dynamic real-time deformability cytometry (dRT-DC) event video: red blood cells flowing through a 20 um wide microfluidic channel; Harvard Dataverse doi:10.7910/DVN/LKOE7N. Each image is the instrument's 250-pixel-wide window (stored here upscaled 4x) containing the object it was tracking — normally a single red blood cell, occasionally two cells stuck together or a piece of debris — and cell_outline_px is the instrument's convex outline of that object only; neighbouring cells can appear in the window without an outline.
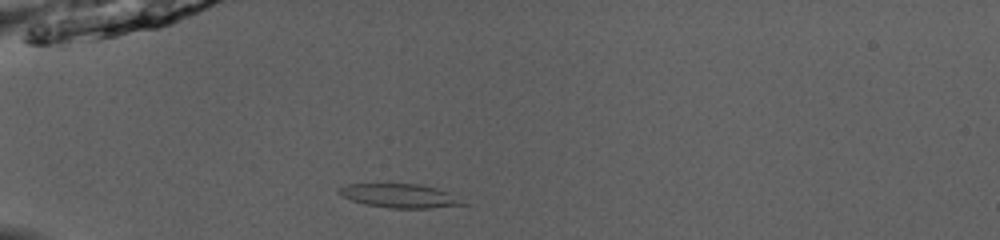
{"species": "common noctule bat (a hibernating species)", "species_latin": "Nyctalus noctula", "temperature_condition": "room temperature", "stored_images_in_passage": 35, "camera_frame_rate_fps": 3000, "um_per_image_px": 0.085, "animal": {"sex": "male", "body_mass_g": 13.0, "forearm_length_mm": 53.1}, "frame": {"image": 1, "passage_image": 1, "time_ms": 0.0, "image_size_px": [1000, 240], "cell_outline_px": [[468, 204], [432, 208], [392, 208], [364, 204], [352, 200], [336, 192], [340, 188], [348, 184], [420, 184], [436, 188], [448, 192]], "centroid_in_image_um": [33.98, 16.64], "position_along_channel_um": 51.0, "area_um2": 16.99}}
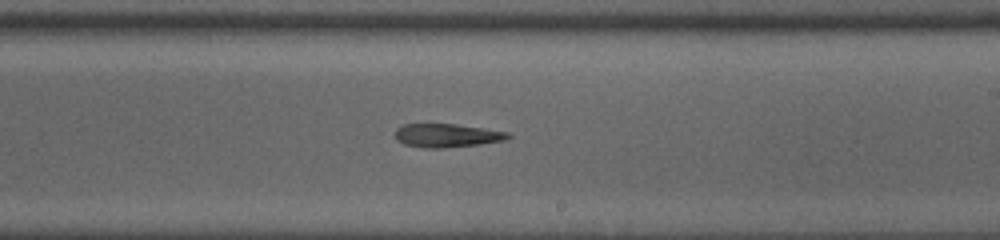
{"frame": {"image": 2, "passage_image": 17, "time_ms": 5.333, "image_size_px": [1000, 240], "cell_outline_px": [[512, 136], [504, 140], [480, 144], [440, 148], [424, 148], [404, 144], [396, 140], [396, 128], [404, 124], [456, 124], [508, 132]], "centroid_in_image_um": [37.96, 11.51], "position_along_channel_um": 251.0, "area_um2": 15.37}}
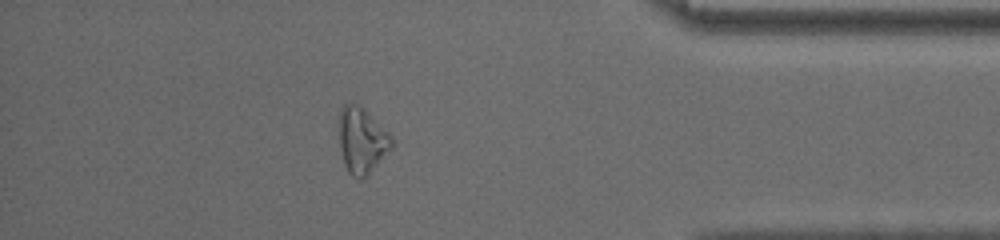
{"frame": {"image": 3, "passage_image": 30, "time_ms": 9.667, "image_size_px": [1000, 240], "cell_outline_px": [[396, 144], [368, 176], [364, 180], [360, 180], [352, 176], [348, 172], [344, 164], [340, 148], [336, 120], [344, 104], [360, 104], [392, 136]], "centroid_in_image_um": [30.75, 11.96], "position_along_channel_um": 404.4, "area_um2": 20.98}}